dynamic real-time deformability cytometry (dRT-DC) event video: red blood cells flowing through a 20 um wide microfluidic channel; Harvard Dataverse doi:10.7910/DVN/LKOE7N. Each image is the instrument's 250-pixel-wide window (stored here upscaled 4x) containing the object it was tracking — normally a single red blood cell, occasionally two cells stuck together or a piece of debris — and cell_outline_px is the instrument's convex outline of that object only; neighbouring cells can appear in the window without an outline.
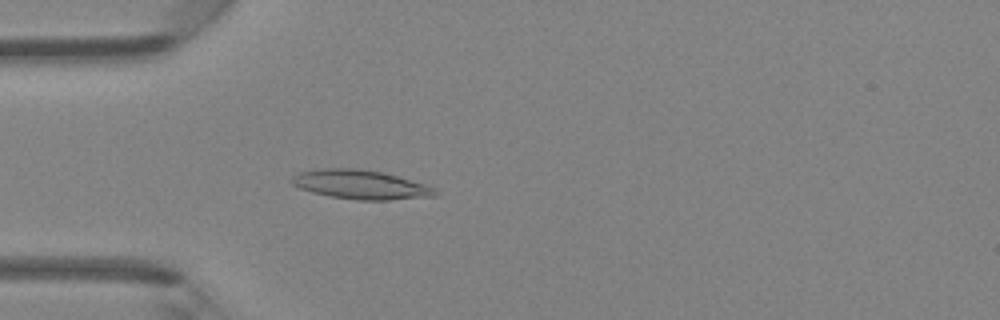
{"species": "Egyptian fruit bat (a non-hibernating species)", "species_latin": "Rousettus aegyptiacus", "temperature_condition": "room temperature", "stored_images_in_passage": 47, "camera_frame_rate_fps": 3000, "um_per_image_px": 0.085, "animal": {"sex": "female"}, "frame": {"image": 1, "passage_image": 14, "time_ms": 4.333, "image_size_px": [1000, 320], "cell_outline_px": [[416, 184], [412, 192], [408, 196], [336, 196], [304, 188], [308, 172], [376, 172], [392, 176]], "centroid_in_image_um": [30.44, 15.66], "position_along_channel_um": 54.6, "area_um2": 16.36}}
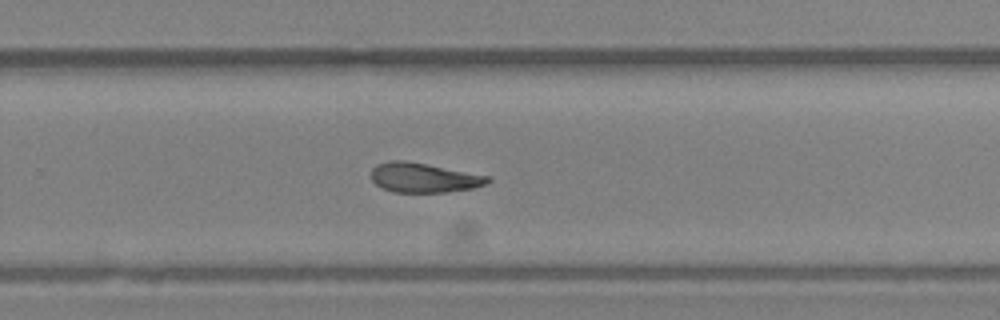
{"frame": {"image": 2, "passage_image": 31, "time_ms": 10.0, "image_size_px": [1000, 320], "cell_outline_px": [[488, 180], [480, 184], [468, 188], [440, 192], [400, 192], [384, 188], [376, 184], [372, 180], [372, 172], [380, 164], [424, 164], [488, 176]], "centroid_in_image_um": [36.02, 15.15], "position_along_channel_um": 293.8, "area_um2": 18.09}}
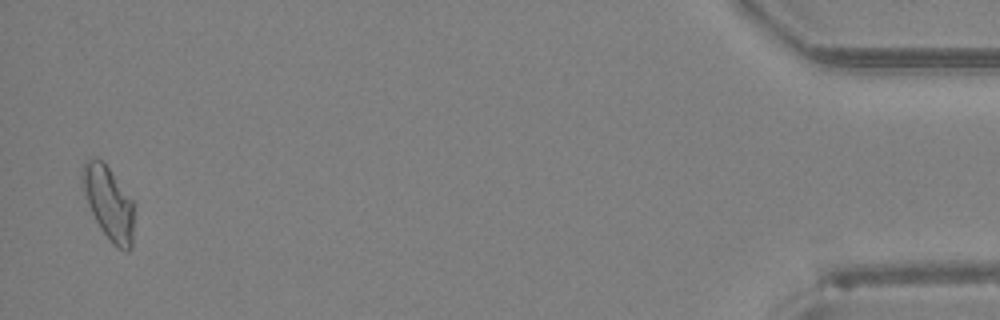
{"frame": {"image": 3, "passage_image": 46, "time_ms": 15.0, "image_size_px": [1000, 320], "cell_outline_px": [[132, 224], [128, 248], [116, 244], [108, 236], [100, 224], [92, 208], [88, 196], [88, 164], [100, 160], [108, 168], [132, 204]], "centroid_in_image_um": [9.34, 17.31], "position_along_channel_um": 425.9, "area_um2": 17.86}}